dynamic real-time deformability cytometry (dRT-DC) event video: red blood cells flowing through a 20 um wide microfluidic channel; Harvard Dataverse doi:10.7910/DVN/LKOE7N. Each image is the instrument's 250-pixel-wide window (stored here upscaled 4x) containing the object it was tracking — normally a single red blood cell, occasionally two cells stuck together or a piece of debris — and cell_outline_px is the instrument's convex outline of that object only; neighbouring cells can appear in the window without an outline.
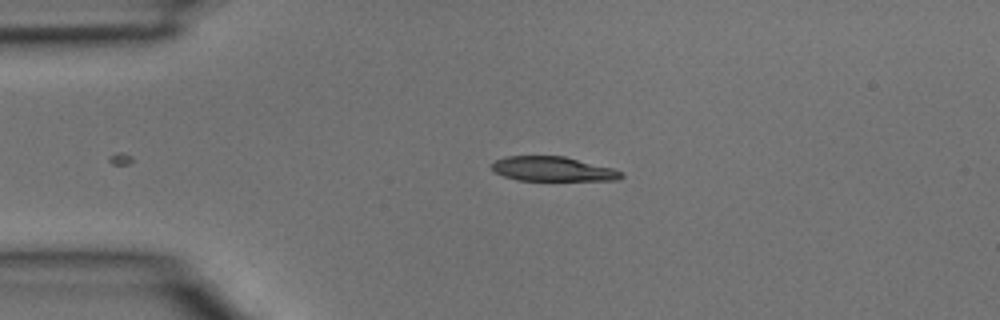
{"species": "common noctule bat (a hibernating species)", "species_latin": "Nyctalus noctula", "temperature_condition": "room temperature", "stored_images_in_passage": 2, "camera_frame_rate_fps": 3000, "um_per_image_px": 0.085, "animal": {"sex": "male", "body_mass_g": 15.6}, "frame": {"image": 1, "passage_image": 2, "time_ms": 0.333, "image_size_px": [1000, 320], "cell_outline_px": [[624, 176], [620, 180], [516, 180], [504, 176], [496, 172], [492, 168], [492, 164], [496, 160], [508, 156], [564, 156], [612, 168], [624, 172]], "centroid_in_image_um": [47.03, 14.37], "position_along_channel_um": 38.0, "area_um2": 18.38}}